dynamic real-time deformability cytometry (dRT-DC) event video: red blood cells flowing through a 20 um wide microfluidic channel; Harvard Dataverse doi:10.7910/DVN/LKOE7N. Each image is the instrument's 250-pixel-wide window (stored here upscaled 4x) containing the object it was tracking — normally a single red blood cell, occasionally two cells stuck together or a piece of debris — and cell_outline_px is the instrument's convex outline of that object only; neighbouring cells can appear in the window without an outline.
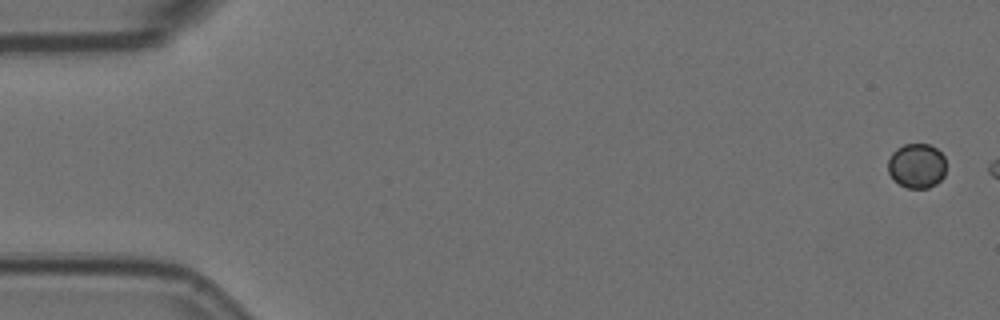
{"species": "Egyptian fruit bat (a non-hibernating species)", "species_latin": "Rousettus aegyptiacus", "temperature_condition": "room temperature", "stored_images_in_passage": 13, "camera_frame_rate_fps": 3000, "um_per_image_px": 0.085, "animal": {"sex": "female"}, "frame": {"image": 1, "passage_image": 1, "time_ms": 0.0, "image_size_px": [1000, 320], "cell_outline_px": [[944, 176], [936, 184], [928, 188], [908, 188], [892, 180], [888, 172], [888, 160], [892, 152], [896, 148], [904, 144], [928, 144], [936, 148], [944, 156]], "centroid_in_image_um": [77.89, 14.09], "position_along_channel_um": 7.1, "area_um2": 15.2}}
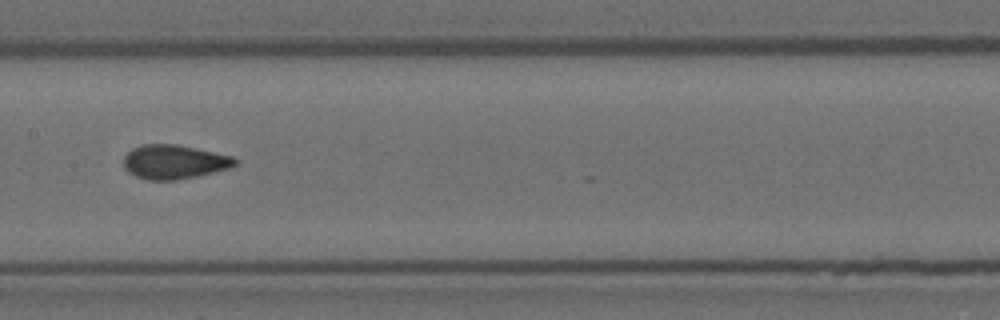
{"frame": {"image": 2, "passage_image": 9, "time_ms": 2.667, "image_size_px": [1000, 320], "cell_outline_px": [[240, 160], [236, 164], [228, 168], [196, 176], [176, 180], [148, 180], [136, 176], [128, 172], [124, 168], [124, 156], [132, 148], [140, 144], [176, 144], [232, 156]], "centroid_in_image_um": [14.78, 13.75], "position_along_channel_um": 192.6, "area_um2": 22.08}}
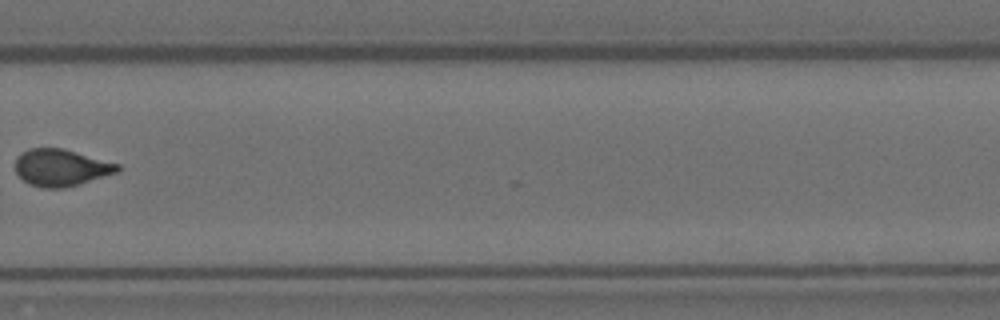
{"frame": {"image": 3, "passage_image": 12, "time_ms": 3.667, "image_size_px": [1000, 320], "cell_outline_px": [[120, 168], [116, 172], [64, 188], [44, 188], [28, 184], [16, 172], [16, 156], [32, 148], [60, 148], [120, 164]], "centroid_in_image_um": [5.15, 14.25], "position_along_channel_um": 324.6, "area_um2": 21.5}}